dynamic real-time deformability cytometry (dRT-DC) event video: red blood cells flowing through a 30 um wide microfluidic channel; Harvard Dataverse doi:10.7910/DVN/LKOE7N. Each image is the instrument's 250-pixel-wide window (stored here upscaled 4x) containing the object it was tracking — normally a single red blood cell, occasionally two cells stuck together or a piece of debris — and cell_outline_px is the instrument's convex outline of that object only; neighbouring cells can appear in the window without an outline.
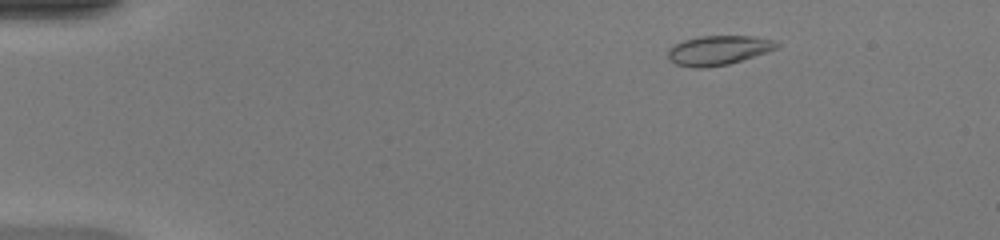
{"species": "common noctule bat (a hibernating species)", "species_latin": "Nyctalus noctula", "temperature_condition": "warm", "stored_images_in_passage": 48, "camera_frame_rate_fps": 3000, "um_per_image_px": 0.085, "animal": {"sex": "female", "body_mass_g": 20.0, "forearm_length_mm": 54.0}, "frame": {"image": 1, "passage_image": 6, "time_ms": 1.667, "image_size_px": [1000, 240], "cell_outline_px": [[780, 48], [768, 52], [728, 64], [704, 68], [692, 68], [676, 64], [668, 60], [668, 48], [684, 40], [700, 36], [756, 36], [776, 40], [780, 44]], "centroid_in_image_um": [61.1, 4.27], "position_along_channel_um": 23.9, "area_um2": 18.9}}
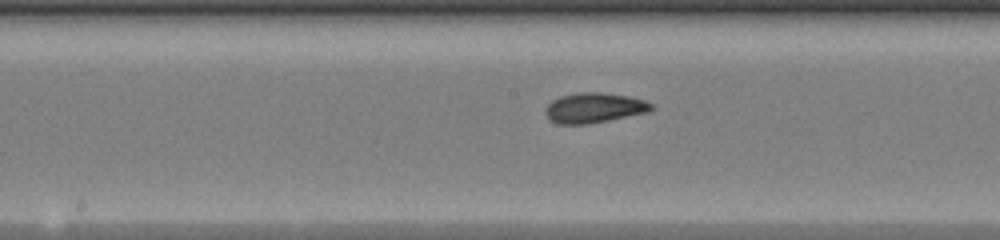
{"frame": {"image": 2, "passage_image": 25, "time_ms": 8.0, "image_size_px": [1000, 240], "cell_outline_px": [[656, 108], [652, 112], [588, 124], [556, 124], [544, 112], [544, 108], [552, 100], [560, 96], [576, 92], [600, 92], [628, 96], [644, 100], [652, 104]], "centroid_in_image_um": [50.54, 9.16], "position_along_channel_um": 197.7, "area_um2": 18.84}}
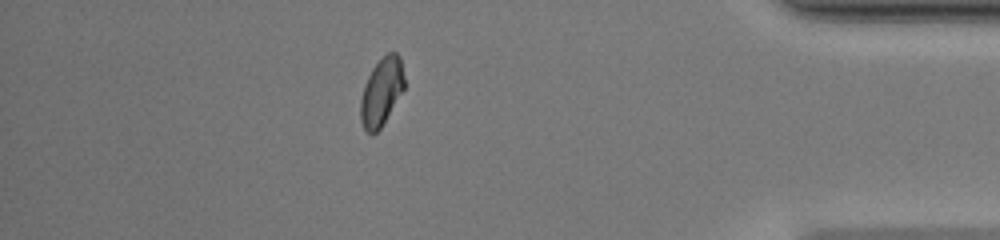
{"frame": {"image": 3, "passage_image": 42, "time_ms": 13.667, "image_size_px": [1000, 240], "cell_outline_px": [[404, 88], [380, 128], [372, 136], [364, 128], [360, 120], [360, 100], [364, 84], [372, 68], [388, 52], [396, 52], [400, 56], [404, 76]], "centroid_in_image_um": [32.41, 7.8], "position_along_channel_um": 402.8, "area_um2": 17.11}, "authors_computed_cell_mechanics": {"area_um2": 18.1492, "velocity_mm_per_s": 4.2551, "shape_relaxation_time_tau1_ms": 3.0739, "shape_relaxation_time_tau2_ms": 1.0977, "deformation_change_tau1": 0.1528, "deformation_change_tau2": 0.0431}}